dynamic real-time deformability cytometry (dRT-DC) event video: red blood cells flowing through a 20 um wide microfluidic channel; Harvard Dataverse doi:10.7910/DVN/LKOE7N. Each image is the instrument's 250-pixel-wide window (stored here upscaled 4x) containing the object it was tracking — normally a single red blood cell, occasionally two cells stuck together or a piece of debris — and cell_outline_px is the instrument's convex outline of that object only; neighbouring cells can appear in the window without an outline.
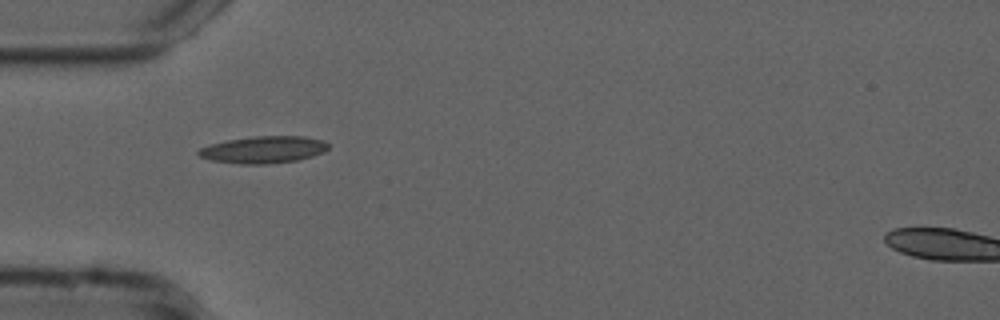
{"species": "common noctule bat (a hibernating species)", "species_latin": "Nyctalus noctula", "temperature_condition": "cold", "stored_images_in_passage": 31, "camera_frame_rate_fps": 3000, "um_per_image_px": 0.085, "animal": {"sex": "male", "forearm_length_mm": 52.5}, "frame": {"image": 1, "passage_image": 1, "time_ms": 0.0, "image_size_px": [1000, 320], "cell_outline_px": [[328, 148], [324, 152], [312, 156], [296, 160], [264, 164], [240, 164], [212, 160], [200, 156], [196, 152], [200, 148], [212, 144], [228, 140], [256, 136], [304, 136], [324, 140], [328, 144]], "centroid_in_image_um": [22.42, 12.71], "position_along_channel_um": 62.6, "area_um2": 20.23}}
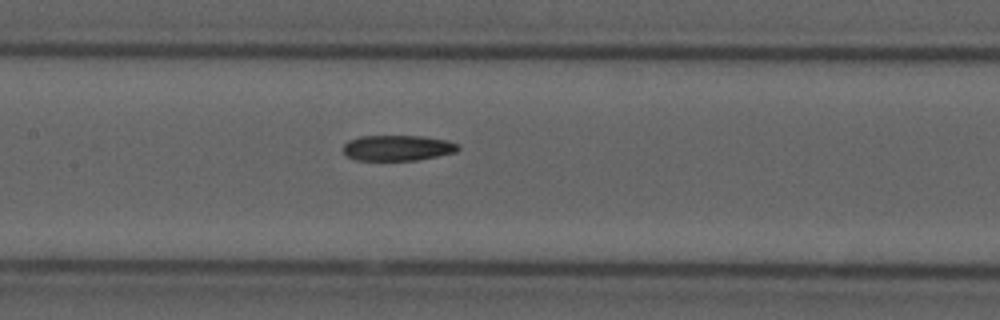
{"frame": {"image": 2, "passage_image": 10, "time_ms": 3.0, "image_size_px": [1000, 320], "cell_outline_px": [[460, 148], [456, 152], [416, 160], [356, 160], [344, 156], [344, 144], [348, 140], [360, 136], [424, 136], [448, 140], [460, 144]], "centroid_in_image_um": [33.8, 12.57], "position_along_channel_um": 173.6, "area_um2": 17.28}}
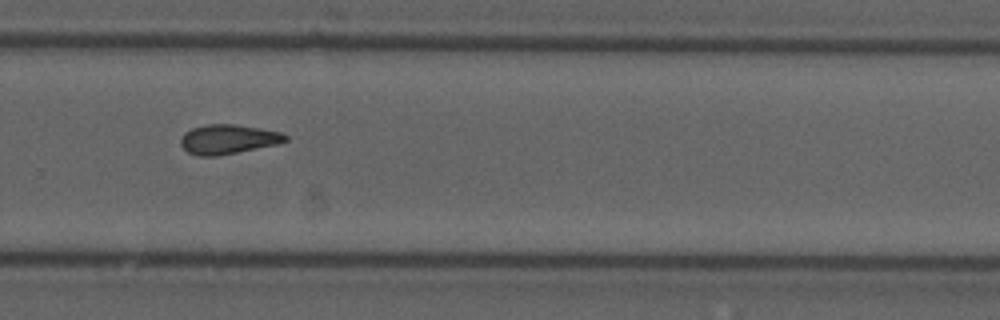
{"frame": {"image": 3, "passage_image": 21, "time_ms": 6.667, "image_size_px": [1000, 320], "cell_outline_px": [[288, 140], [276, 144], [216, 156], [200, 156], [188, 152], [180, 144], [180, 140], [184, 132], [192, 128], [204, 124], [236, 124], [280, 132], [288, 136]], "centroid_in_image_um": [19.35, 11.82], "position_along_channel_um": 310.5, "area_um2": 17.8}, "authors_computed_cell_mechanics": {"area_um2": 17.8024, "velocity_mm_per_s": 3.7449, "shape_relaxation_time_tau1_ms": null, "shape_relaxation_time_tau2_ms": 7.5264, "deformation_change_tau1": null, "deformation_change_tau2": 0.17}}